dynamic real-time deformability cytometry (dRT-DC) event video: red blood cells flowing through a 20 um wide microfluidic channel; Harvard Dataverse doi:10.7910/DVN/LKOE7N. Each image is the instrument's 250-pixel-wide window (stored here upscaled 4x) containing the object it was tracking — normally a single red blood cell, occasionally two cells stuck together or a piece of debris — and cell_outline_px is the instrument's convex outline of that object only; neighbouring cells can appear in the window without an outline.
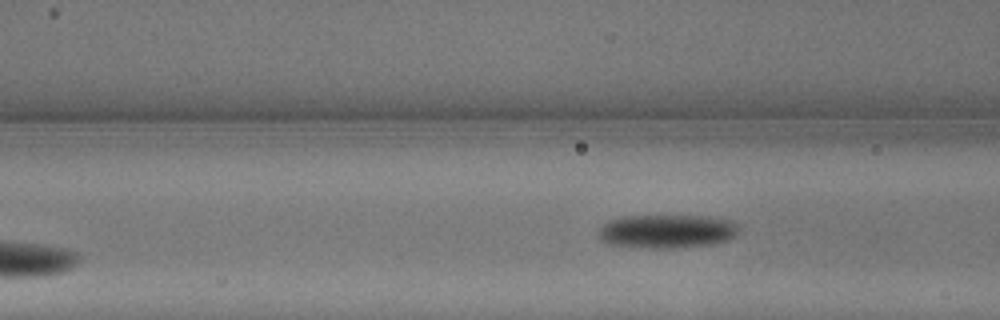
{"species": "common noctule bat (a hibernating species)", "species_latin": "Nyctalus noctula", "temperature_condition": "warm", "stored_images_in_passage": 6, "segment_of_instrument_passage": [2, 2], "camera_frame_rate_fps": 3000, "um_per_image_px": 0.085, "animal": {"sex": "male", "body_mass_g": 13.3}, "frame": {"image": 1, "passage_image": 6, "time_ms": 1.667, "image_size_px": [1000, 320], "cell_outline_px": [[736, 232], [728, 240], [712, 244], [672, 248], [640, 248], [608, 244], [600, 240], [600, 228], [608, 220], [624, 216], [708, 216], [728, 220], [736, 224]], "centroid_in_image_um": [56.63, 19.66], "position_along_channel_um": 110.0, "area_um2": 27.34}}